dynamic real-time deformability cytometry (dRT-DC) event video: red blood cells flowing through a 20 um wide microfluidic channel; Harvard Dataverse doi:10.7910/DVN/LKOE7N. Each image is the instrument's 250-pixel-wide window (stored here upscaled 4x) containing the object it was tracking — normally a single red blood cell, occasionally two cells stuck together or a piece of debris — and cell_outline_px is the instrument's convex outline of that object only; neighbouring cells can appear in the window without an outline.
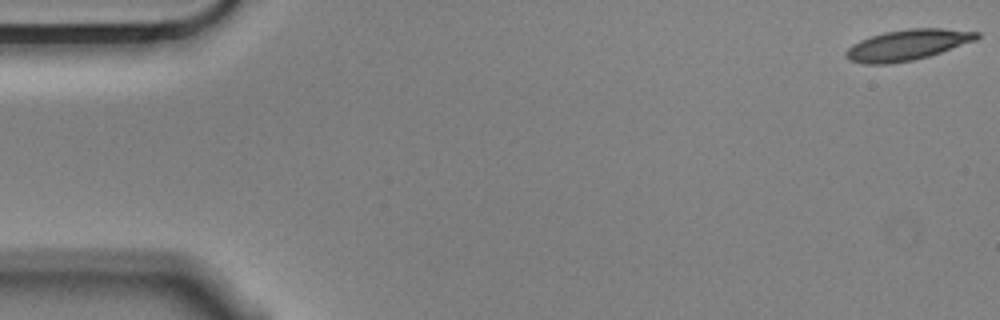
{"species": "Egyptian fruit bat (a non-hibernating species)", "species_latin": "Rousettus aegyptiacus", "temperature_condition": "cold", "stored_images_in_passage": 35, "segment_of_instrument_passage": [1, 2], "camera_frame_rate_fps": 3000, "um_per_image_px": 0.085, "animal": {"sex": "male"}, "frame": {"image": 1, "passage_image": 1, "time_ms": 0.0, "image_size_px": [1000, 320], "cell_outline_px": [[980, 36], [976, 40], [928, 56], [912, 60], [888, 64], [864, 64], [848, 60], [844, 56], [844, 52], [852, 44], [860, 40], [884, 32], [908, 28], [944, 28], [980, 32]], "centroid_in_image_um": [77.1, 3.81], "position_along_channel_um": 7.9, "area_um2": 23.41}}
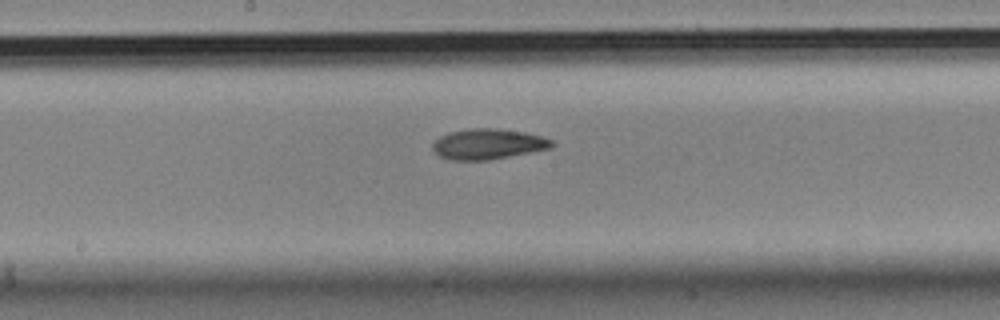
{"frame": {"image": 2, "passage_image": 19, "time_ms": 6.0, "image_size_px": [1000, 320], "cell_outline_px": [[556, 144], [552, 148], [488, 160], [448, 160], [440, 156], [432, 148], [432, 144], [440, 136], [448, 132], [472, 128], [496, 128], [524, 132], [540, 136], [552, 140]], "centroid_in_image_um": [41.48, 12.24], "position_along_channel_um": 206.7, "area_um2": 21.15}}
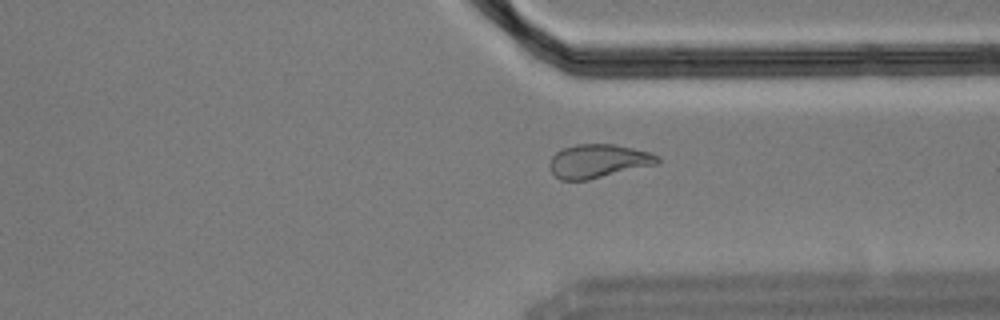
{"frame": {"image": 3, "passage_image": 32, "time_ms": 10.333, "image_size_px": [1000, 320], "cell_outline_px": [[660, 160], [656, 164], [588, 180], [560, 180], [552, 172], [548, 164], [552, 156], [556, 152], [564, 148], [576, 144], [616, 144], [652, 152], [660, 156]], "centroid_in_image_um": [50.86, 13.68], "position_along_channel_um": 360.5, "area_um2": 21.21}}